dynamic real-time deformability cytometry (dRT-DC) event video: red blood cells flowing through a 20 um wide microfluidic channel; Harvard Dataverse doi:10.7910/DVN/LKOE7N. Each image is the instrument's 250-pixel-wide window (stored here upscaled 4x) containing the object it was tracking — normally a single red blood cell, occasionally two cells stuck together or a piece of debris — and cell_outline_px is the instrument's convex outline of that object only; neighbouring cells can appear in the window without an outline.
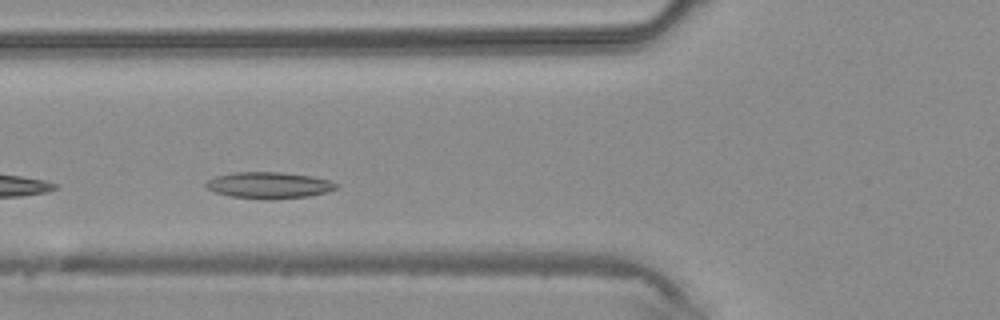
{"species": "common noctule bat (a hibernating species)", "species_latin": "Nyctalus noctula", "temperature_condition": "warm", "stored_images_in_passage": 11, "camera_frame_rate_fps": 3000, "um_per_image_px": 0.085, "animal": {"sex": "male", "body_mass_g": 20.4}, "frame": {"image": 1, "passage_image": 8, "time_ms": 2.333, "image_size_px": [1000, 320], "cell_outline_px": [[340, 184], [336, 188], [328, 192], [308, 196], [272, 200], [264, 200], [232, 196], [216, 192], [208, 188], [204, 184], [208, 180], [216, 176], [232, 172], [280, 172], [312, 176], [332, 180]], "centroid_in_image_um": [22.91, 15.74], "position_along_channel_um": 102.9, "area_um2": 20.23}}